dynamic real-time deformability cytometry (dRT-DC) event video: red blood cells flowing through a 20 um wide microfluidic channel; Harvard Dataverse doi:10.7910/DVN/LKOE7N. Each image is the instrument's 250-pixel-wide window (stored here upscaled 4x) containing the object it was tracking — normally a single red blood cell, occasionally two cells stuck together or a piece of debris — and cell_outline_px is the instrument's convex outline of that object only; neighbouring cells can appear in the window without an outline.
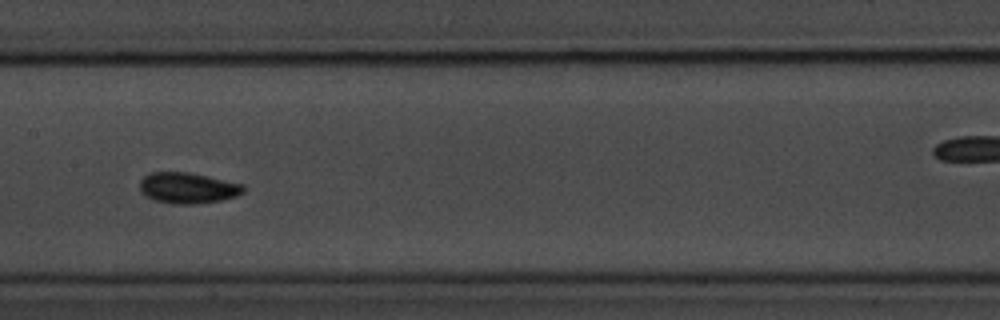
{"species": "common noctule bat (a hibernating species)", "species_latin": "Nyctalus noctula", "temperature_condition": "room temperature", "stored_images_in_passage": 9, "camera_frame_rate_fps": 3000, "um_per_image_px": 0.085, "animal": {"sex": "male", "body_mass_g": 20.1, "forearm_length_mm": 53.5}, "frame": {"image": 1, "passage_image": 6, "time_ms": 6.667, "image_size_px": [1000, 320], "cell_outline_px": [[244, 192], [236, 196], [220, 200], [196, 204], [172, 204], [156, 200], [140, 192], [140, 180], [148, 172], [188, 172], [208, 176], [244, 184]], "centroid_in_image_um": [15.96, 15.97], "position_along_channel_um": 191.4, "area_um2": 18.67}}